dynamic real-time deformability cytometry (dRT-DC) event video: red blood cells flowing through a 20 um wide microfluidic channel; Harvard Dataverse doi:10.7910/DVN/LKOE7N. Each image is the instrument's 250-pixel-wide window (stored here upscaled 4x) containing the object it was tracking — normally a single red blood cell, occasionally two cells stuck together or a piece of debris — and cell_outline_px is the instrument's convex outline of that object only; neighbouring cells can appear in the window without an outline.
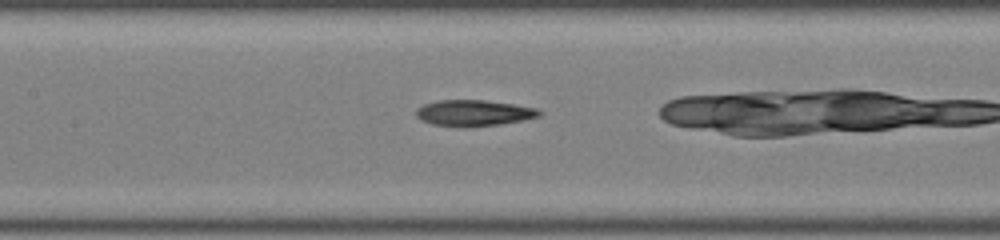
{"species": "common noctule bat (a hibernating species)", "species_latin": "Nyctalus noctula", "temperature_condition": "room temperature", "stored_images_in_passage": 29, "camera_frame_rate_fps": 3000, "um_per_image_px": 0.085, "animal": {"sex": "male", "body_mass_g": 19.0, "forearm_length_mm": 50.8}, "frame": {"image": 1, "passage_image": 13, "time_ms": 4.0, "image_size_px": [1000, 240], "cell_outline_px": [[540, 116], [524, 120], [500, 124], [432, 124], [420, 120], [416, 116], [416, 108], [424, 104], [436, 100], [484, 100], [512, 104], [536, 108], [540, 112]], "centroid_in_image_um": [40.25, 9.55], "position_along_channel_um": 167.1, "area_um2": 17.86}}